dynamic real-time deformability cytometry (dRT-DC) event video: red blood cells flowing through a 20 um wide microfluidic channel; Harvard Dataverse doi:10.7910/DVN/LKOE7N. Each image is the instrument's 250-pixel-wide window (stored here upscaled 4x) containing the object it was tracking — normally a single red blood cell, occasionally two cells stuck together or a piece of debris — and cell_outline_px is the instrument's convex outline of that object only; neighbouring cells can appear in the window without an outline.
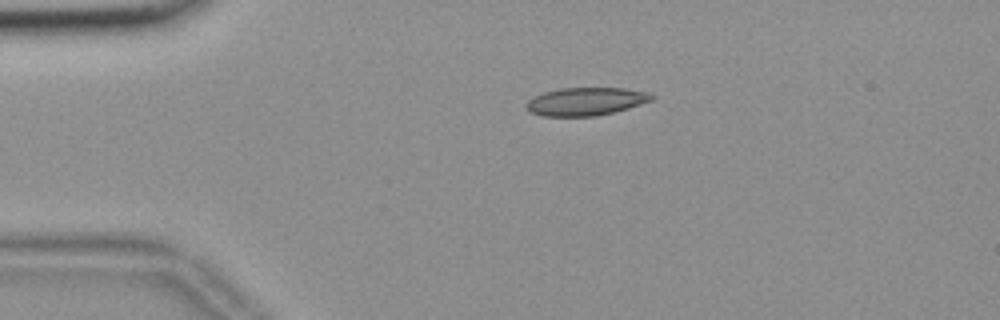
{"species": "common noctule bat (a hibernating species)", "species_latin": "Nyctalus noctula", "temperature_condition": "room temperature", "stored_images_in_passage": 20, "camera_frame_rate_fps": 3000, "um_per_image_px": 0.085, "animal": {"sex": "female", "body_mass_g": 18.4}, "frame": {"image": 1, "passage_image": 12, "time_ms": 3.667, "image_size_px": [1000, 320], "cell_outline_px": [[656, 96], [652, 100], [628, 108], [596, 116], [544, 116], [528, 112], [524, 108], [524, 104], [528, 100], [544, 92], [560, 88], [624, 88], [648, 92]], "centroid_in_image_um": [49.76, 8.62], "position_along_channel_um": 35.2, "area_um2": 20.52}}